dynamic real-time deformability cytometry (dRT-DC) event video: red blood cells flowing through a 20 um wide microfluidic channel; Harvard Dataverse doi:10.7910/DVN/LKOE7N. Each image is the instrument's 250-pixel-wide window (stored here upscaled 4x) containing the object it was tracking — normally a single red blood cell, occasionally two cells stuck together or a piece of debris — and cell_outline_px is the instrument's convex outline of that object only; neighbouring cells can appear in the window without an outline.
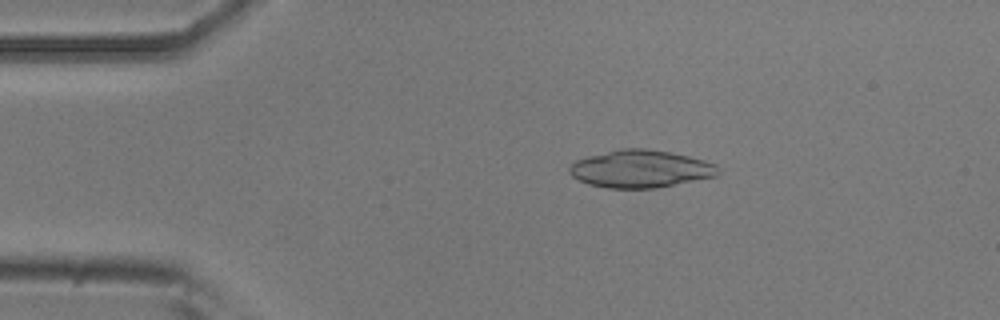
{"species": "common noctule bat (a hibernating species)", "species_latin": "Nyctalus noctula", "temperature_condition": "room temperature", "stored_images_in_passage": 7, "camera_frame_rate_fps": 3000, "um_per_image_px": 0.085, "animal": {"sex": "male", "body_mass_g": 20.5, "forearm_length_mm": 52.5}, "frame": {"image": 1, "passage_image": 2, "time_ms": 0.333, "image_size_px": [1000, 320], "cell_outline_px": [[720, 172], [716, 176], [656, 188], [608, 188], [588, 184], [572, 176], [568, 172], [568, 168], [576, 160], [588, 156], [620, 148], [644, 148], [672, 152], [704, 160], [716, 164], [720, 168]], "centroid_in_image_um": [54.45, 14.35], "position_along_channel_um": 30.5, "area_um2": 32.6}}